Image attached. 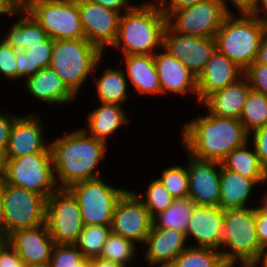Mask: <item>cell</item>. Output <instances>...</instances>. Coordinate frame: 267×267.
<instances>
[{
	"instance_id": "cell-40",
	"label": "cell",
	"mask_w": 267,
	"mask_h": 267,
	"mask_svg": "<svg viewBox=\"0 0 267 267\" xmlns=\"http://www.w3.org/2000/svg\"><path fill=\"white\" fill-rule=\"evenodd\" d=\"M243 75L248 80L251 89L267 96V65L255 61L244 70Z\"/></svg>"
},
{
	"instance_id": "cell-18",
	"label": "cell",
	"mask_w": 267,
	"mask_h": 267,
	"mask_svg": "<svg viewBox=\"0 0 267 267\" xmlns=\"http://www.w3.org/2000/svg\"><path fill=\"white\" fill-rule=\"evenodd\" d=\"M40 116H16L9 133L5 159L22 157L32 153H51L50 145L45 144Z\"/></svg>"
},
{
	"instance_id": "cell-31",
	"label": "cell",
	"mask_w": 267,
	"mask_h": 267,
	"mask_svg": "<svg viewBox=\"0 0 267 267\" xmlns=\"http://www.w3.org/2000/svg\"><path fill=\"white\" fill-rule=\"evenodd\" d=\"M194 206L195 202L190 197L175 199L165 211L152 218L153 225L185 232Z\"/></svg>"
},
{
	"instance_id": "cell-59",
	"label": "cell",
	"mask_w": 267,
	"mask_h": 267,
	"mask_svg": "<svg viewBox=\"0 0 267 267\" xmlns=\"http://www.w3.org/2000/svg\"><path fill=\"white\" fill-rule=\"evenodd\" d=\"M263 197L264 198H263V200H261L262 202H261L260 208L267 212V194L265 193V195Z\"/></svg>"
},
{
	"instance_id": "cell-53",
	"label": "cell",
	"mask_w": 267,
	"mask_h": 267,
	"mask_svg": "<svg viewBox=\"0 0 267 267\" xmlns=\"http://www.w3.org/2000/svg\"><path fill=\"white\" fill-rule=\"evenodd\" d=\"M91 267H123L113 261L103 259L101 257L91 259Z\"/></svg>"
},
{
	"instance_id": "cell-48",
	"label": "cell",
	"mask_w": 267,
	"mask_h": 267,
	"mask_svg": "<svg viewBox=\"0 0 267 267\" xmlns=\"http://www.w3.org/2000/svg\"><path fill=\"white\" fill-rule=\"evenodd\" d=\"M89 2L100 4L102 6L112 8L120 13L124 8V12L131 10L135 5H131V0H87ZM130 3V4H129Z\"/></svg>"
},
{
	"instance_id": "cell-25",
	"label": "cell",
	"mask_w": 267,
	"mask_h": 267,
	"mask_svg": "<svg viewBox=\"0 0 267 267\" xmlns=\"http://www.w3.org/2000/svg\"><path fill=\"white\" fill-rule=\"evenodd\" d=\"M126 77L137 90L143 94H161L160 81L154 63V55L131 54L123 55Z\"/></svg>"
},
{
	"instance_id": "cell-43",
	"label": "cell",
	"mask_w": 267,
	"mask_h": 267,
	"mask_svg": "<svg viewBox=\"0 0 267 267\" xmlns=\"http://www.w3.org/2000/svg\"><path fill=\"white\" fill-rule=\"evenodd\" d=\"M0 267H26L16 250L7 241L0 246Z\"/></svg>"
},
{
	"instance_id": "cell-56",
	"label": "cell",
	"mask_w": 267,
	"mask_h": 267,
	"mask_svg": "<svg viewBox=\"0 0 267 267\" xmlns=\"http://www.w3.org/2000/svg\"><path fill=\"white\" fill-rule=\"evenodd\" d=\"M238 263V261H222L217 267H235V265ZM239 264H241V267H252V264L241 262L239 261Z\"/></svg>"
},
{
	"instance_id": "cell-42",
	"label": "cell",
	"mask_w": 267,
	"mask_h": 267,
	"mask_svg": "<svg viewBox=\"0 0 267 267\" xmlns=\"http://www.w3.org/2000/svg\"><path fill=\"white\" fill-rule=\"evenodd\" d=\"M253 147L261 166L267 171V124L252 132Z\"/></svg>"
},
{
	"instance_id": "cell-44",
	"label": "cell",
	"mask_w": 267,
	"mask_h": 267,
	"mask_svg": "<svg viewBox=\"0 0 267 267\" xmlns=\"http://www.w3.org/2000/svg\"><path fill=\"white\" fill-rule=\"evenodd\" d=\"M15 118V116H10L8 112L5 114L0 112V151L4 154L9 141L10 129Z\"/></svg>"
},
{
	"instance_id": "cell-36",
	"label": "cell",
	"mask_w": 267,
	"mask_h": 267,
	"mask_svg": "<svg viewBox=\"0 0 267 267\" xmlns=\"http://www.w3.org/2000/svg\"><path fill=\"white\" fill-rule=\"evenodd\" d=\"M158 179L175 199L188 197L189 177L187 167L174 165L166 168Z\"/></svg>"
},
{
	"instance_id": "cell-50",
	"label": "cell",
	"mask_w": 267,
	"mask_h": 267,
	"mask_svg": "<svg viewBox=\"0 0 267 267\" xmlns=\"http://www.w3.org/2000/svg\"><path fill=\"white\" fill-rule=\"evenodd\" d=\"M260 5H262L263 8ZM261 10L265 11L263 13L265 17L259 15L261 13ZM249 13L255 16L267 31V0H255V3L253 7L250 9Z\"/></svg>"
},
{
	"instance_id": "cell-37",
	"label": "cell",
	"mask_w": 267,
	"mask_h": 267,
	"mask_svg": "<svg viewBox=\"0 0 267 267\" xmlns=\"http://www.w3.org/2000/svg\"><path fill=\"white\" fill-rule=\"evenodd\" d=\"M143 201L145 207L149 210L151 217L153 218L156 214L165 211L175 198L166 190L161 181L153 179L148 185L142 199V195H138Z\"/></svg>"
},
{
	"instance_id": "cell-16",
	"label": "cell",
	"mask_w": 267,
	"mask_h": 267,
	"mask_svg": "<svg viewBox=\"0 0 267 267\" xmlns=\"http://www.w3.org/2000/svg\"><path fill=\"white\" fill-rule=\"evenodd\" d=\"M187 155L188 197L195 205L219 206L221 163L198 158L190 152Z\"/></svg>"
},
{
	"instance_id": "cell-2",
	"label": "cell",
	"mask_w": 267,
	"mask_h": 267,
	"mask_svg": "<svg viewBox=\"0 0 267 267\" xmlns=\"http://www.w3.org/2000/svg\"><path fill=\"white\" fill-rule=\"evenodd\" d=\"M182 128L181 139L187 152L219 163L251 138L239 119L211 113L186 122Z\"/></svg>"
},
{
	"instance_id": "cell-51",
	"label": "cell",
	"mask_w": 267,
	"mask_h": 267,
	"mask_svg": "<svg viewBox=\"0 0 267 267\" xmlns=\"http://www.w3.org/2000/svg\"><path fill=\"white\" fill-rule=\"evenodd\" d=\"M221 2L230 11L229 7L225 3L226 0H221ZM230 2L235 5V8L238 9L239 12H249L255 3V0H230Z\"/></svg>"
},
{
	"instance_id": "cell-12",
	"label": "cell",
	"mask_w": 267,
	"mask_h": 267,
	"mask_svg": "<svg viewBox=\"0 0 267 267\" xmlns=\"http://www.w3.org/2000/svg\"><path fill=\"white\" fill-rule=\"evenodd\" d=\"M53 40L85 38L79 0H49L29 12Z\"/></svg>"
},
{
	"instance_id": "cell-32",
	"label": "cell",
	"mask_w": 267,
	"mask_h": 267,
	"mask_svg": "<svg viewBox=\"0 0 267 267\" xmlns=\"http://www.w3.org/2000/svg\"><path fill=\"white\" fill-rule=\"evenodd\" d=\"M239 120L249 136L255 130L265 126L267 124V96L250 89Z\"/></svg>"
},
{
	"instance_id": "cell-13",
	"label": "cell",
	"mask_w": 267,
	"mask_h": 267,
	"mask_svg": "<svg viewBox=\"0 0 267 267\" xmlns=\"http://www.w3.org/2000/svg\"><path fill=\"white\" fill-rule=\"evenodd\" d=\"M153 219L149 210L135 191H125L116 203L111 223V231L135 244L145 242Z\"/></svg>"
},
{
	"instance_id": "cell-28",
	"label": "cell",
	"mask_w": 267,
	"mask_h": 267,
	"mask_svg": "<svg viewBox=\"0 0 267 267\" xmlns=\"http://www.w3.org/2000/svg\"><path fill=\"white\" fill-rule=\"evenodd\" d=\"M19 16L3 40L15 50H26L44 42L48 35L29 12L16 13Z\"/></svg>"
},
{
	"instance_id": "cell-21",
	"label": "cell",
	"mask_w": 267,
	"mask_h": 267,
	"mask_svg": "<svg viewBox=\"0 0 267 267\" xmlns=\"http://www.w3.org/2000/svg\"><path fill=\"white\" fill-rule=\"evenodd\" d=\"M154 54V63L160 81L161 93L197 96V77L165 49Z\"/></svg>"
},
{
	"instance_id": "cell-6",
	"label": "cell",
	"mask_w": 267,
	"mask_h": 267,
	"mask_svg": "<svg viewBox=\"0 0 267 267\" xmlns=\"http://www.w3.org/2000/svg\"><path fill=\"white\" fill-rule=\"evenodd\" d=\"M224 236L220 251L224 261L253 264L262 247L256 233V207L223 210Z\"/></svg>"
},
{
	"instance_id": "cell-4",
	"label": "cell",
	"mask_w": 267,
	"mask_h": 267,
	"mask_svg": "<svg viewBox=\"0 0 267 267\" xmlns=\"http://www.w3.org/2000/svg\"><path fill=\"white\" fill-rule=\"evenodd\" d=\"M229 13L215 34L216 49L243 71L257 60L262 36L266 29L249 12ZM235 19V20H234Z\"/></svg>"
},
{
	"instance_id": "cell-58",
	"label": "cell",
	"mask_w": 267,
	"mask_h": 267,
	"mask_svg": "<svg viewBox=\"0 0 267 267\" xmlns=\"http://www.w3.org/2000/svg\"><path fill=\"white\" fill-rule=\"evenodd\" d=\"M5 168V154L0 151V180L2 179Z\"/></svg>"
},
{
	"instance_id": "cell-17",
	"label": "cell",
	"mask_w": 267,
	"mask_h": 267,
	"mask_svg": "<svg viewBox=\"0 0 267 267\" xmlns=\"http://www.w3.org/2000/svg\"><path fill=\"white\" fill-rule=\"evenodd\" d=\"M6 241L16 250L26 267H48L55 243L46 223L15 231Z\"/></svg>"
},
{
	"instance_id": "cell-45",
	"label": "cell",
	"mask_w": 267,
	"mask_h": 267,
	"mask_svg": "<svg viewBox=\"0 0 267 267\" xmlns=\"http://www.w3.org/2000/svg\"><path fill=\"white\" fill-rule=\"evenodd\" d=\"M256 233L262 248L267 247V212L256 207Z\"/></svg>"
},
{
	"instance_id": "cell-1",
	"label": "cell",
	"mask_w": 267,
	"mask_h": 267,
	"mask_svg": "<svg viewBox=\"0 0 267 267\" xmlns=\"http://www.w3.org/2000/svg\"><path fill=\"white\" fill-rule=\"evenodd\" d=\"M106 144L82 129L49 143L57 186L61 183L59 188L67 189L75 183L100 178V169L96 167L106 159Z\"/></svg>"
},
{
	"instance_id": "cell-11",
	"label": "cell",
	"mask_w": 267,
	"mask_h": 267,
	"mask_svg": "<svg viewBox=\"0 0 267 267\" xmlns=\"http://www.w3.org/2000/svg\"><path fill=\"white\" fill-rule=\"evenodd\" d=\"M230 12L221 0H202L193 6L172 11L167 16V26L177 33L215 37Z\"/></svg>"
},
{
	"instance_id": "cell-9",
	"label": "cell",
	"mask_w": 267,
	"mask_h": 267,
	"mask_svg": "<svg viewBox=\"0 0 267 267\" xmlns=\"http://www.w3.org/2000/svg\"><path fill=\"white\" fill-rule=\"evenodd\" d=\"M67 189L77 199L84 225H111L116 203L126 191L106 184L101 177L75 183Z\"/></svg>"
},
{
	"instance_id": "cell-57",
	"label": "cell",
	"mask_w": 267,
	"mask_h": 267,
	"mask_svg": "<svg viewBox=\"0 0 267 267\" xmlns=\"http://www.w3.org/2000/svg\"><path fill=\"white\" fill-rule=\"evenodd\" d=\"M4 209L2 202V180H0V230L3 232Z\"/></svg>"
},
{
	"instance_id": "cell-49",
	"label": "cell",
	"mask_w": 267,
	"mask_h": 267,
	"mask_svg": "<svg viewBox=\"0 0 267 267\" xmlns=\"http://www.w3.org/2000/svg\"><path fill=\"white\" fill-rule=\"evenodd\" d=\"M49 0H10L15 13L30 12L36 5L45 3Z\"/></svg>"
},
{
	"instance_id": "cell-52",
	"label": "cell",
	"mask_w": 267,
	"mask_h": 267,
	"mask_svg": "<svg viewBox=\"0 0 267 267\" xmlns=\"http://www.w3.org/2000/svg\"><path fill=\"white\" fill-rule=\"evenodd\" d=\"M256 61L261 64L267 65V31L262 36Z\"/></svg>"
},
{
	"instance_id": "cell-47",
	"label": "cell",
	"mask_w": 267,
	"mask_h": 267,
	"mask_svg": "<svg viewBox=\"0 0 267 267\" xmlns=\"http://www.w3.org/2000/svg\"><path fill=\"white\" fill-rule=\"evenodd\" d=\"M16 69L17 79L20 77H31V69L29 58L26 53L22 50H16Z\"/></svg>"
},
{
	"instance_id": "cell-55",
	"label": "cell",
	"mask_w": 267,
	"mask_h": 267,
	"mask_svg": "<svg viewBox=\"0 0 267 267\" xmlns=\"http://www.w3.org/2000/svg\"><path fill=\"white\" fill-rule=\"evenodd\" d=\"M267 247H264L260 250L258 257L253 262L252 267H257L260 263H262V267H267Z\"/></svg>"
},
{
	"instance_id": "cell-22",
	"label": "cell",
	"mask_w": 267,
	"mask_h": 267,
	"mask_svg": "<svg viewBox=\"0 0 267 267\" xmlns=\"http://www.w3.org/2000/svg\"><path fill=\"white\" fill-rule=\"evenodd\" d=\"M186 240L185 232L181 230L155 227L152 224L144 242L147 244L145 258L150 265L170 267L174 259L187 248Z\"/></svg>"
},
{
	"instance_id": "cell-3",
	"label": "cell",
	"mask_w": 267,
	"mask_h": 267,
	"mask_svg": "<svg viewBox=\"0 0 267 267\" xmlns=\"http://www.w3.org/2000/svg\"><path fill=\"white\" fill-rule=\"evenodd\" d=\"M166 26L167 17L157 4H135L131 10L121 14L117 37L111 47L121 49L124 55H154L157 48H163Z\"/></svg>"
},
{
	"instance_id": "cell-23",
	"label": "cell",
	"mask_w": 267,
	"mask_h": 267,
	"mask_svg": "<svg viewBox=\"0 0 267 267\" xmlns=\"http://www.w3.org/2000/svg\"><path fill=\"white\" fill-rule=\"evenodd\" d=\"M251 87L243 75L234 83L208 96L201 104L207 111L221 117L239 119Z\"/></svg>"
},
{
	"instance_id": "cell-60",
	"label": "cell",
	"mask_w": 267,
	"mask_h": 267,
	"mask_svg": "<svg viewBox=\"0 0 267 267\" xmlns=\"http://www.w3.org/2000/svg\"><path fill=\"white\" fill-rule=\"evenodd\" d=\"M81 267H91V259L83 258L81 260Z\"/></svg>"
},
{
	"instance_id": "cell-39",
	"label": "cell",
	"mask_w": 267,
	"mask_h": 267,
	"mask_svg": "<svg viewBox=\"0 0 267 267\" xmlns=\"http://www.w3.org/2000/svg\"><path fill=\"white\" fill-rule=\"evenodd\" d=\"M53 45L54 40L48 37L44 42L24 50L29 58L31 76L50 66Z\"/></svg>"
},
{
	"instance_id": "cell-5",
	"label": "cell",
	"mask_w": 267,
	"mask_h": 267,
	"mask_svg": "<svg viewBox=\"0 0 267 267\" xmlns=\"http://www.w3.org/2000/svg\"><path fill=\"white\" fill-rule=\"evenodd\" d=\"M103 52L85 38L54 40L50 67L63 83L77 95L102 58Z\"/></svg>"
},
{
	"instance_id": "cell-26",
	"label": "cell",
	"mask_w": 267,
	"mask_h": 267,
	"mask_svg": "<svg viewBox=\"0 0 267 267\" xmlns=\"http://www.w3.org/2000/svg\"><path fill=\"white\" fill-rule=\"evenodd\" d=\"M256 185L254 180L226 169L221 164L219 206L223 210L248 207V198Z\"/></svg>"
},
{
	"instance_id": "cell-41",
	"label": "cell",
	"mask_w": 267,
	"mask_h": 267,
	"mask_svg": "<svg viewBox=\"0 0 267 267\" xmlns=\"http://www.w3.org/2000/svg\"><path fill=\"white\" fill-rule=\"evenodd\" d=\"M0 74L9 79H17L16 50L5 40L0 42Z\"/></svg>"
},
{
	"instance_id": "cell-38",
	"label": "cell",
	"mask_w": 267,
	"mask_h": 267,
	"mask_svg": "<svg viewBox=\"0 0 267 267\" xmlns=\"http://www.w3.org/2000/svg\"><path fill=\"white\" fill-rule=\"evenodd\" d=\"M83 258L74 244H55L48 267H81Z\"/></svg>"
},
{
	"instance_id": "cell-24",
	"label": "cell",
	"mask_w": 267,
	"mask_h": 267,
	"mask_svg": "<svg viewBox=\"0 0 267 267\" xmlns=\"http://www.w3.org/2000/svg\"><path fill=\"white\" fill-rule=\"evenodd\" d=\"M26 89L37 100L66 105L76 97L49 66L26 79Z\"/></svg>"
},
{
	"instance_id": "cell-15",
	"label": "cell",
	"mask_w": 267,
	"mask_h": 267,
	"mask_svg": "<svg viewBox=\"0 0 267 267\" xmlns=\"http://www.w3.org/2000/svg\"><path fill=\"white\" fill-rule=\"evenodd\" d=\"M79 11L85 39L102 52L117 37L121 13L100 4L79 0Z\"/></svg>"
},
{
	"instance_id": "cell-7",
	"label": "cell",
	"mask_w": 267,
	"mask_h": 267,
	"mask_svg": "<svg viewBox=\"0 0 267 267\" xmlns=\"http://www.w3.org/2000/svg\"><path fill=\"white\" fill-rule=\"evenodd\" d=\"M1 180L12 186L37 192L46 199L59 188L54 178L51 153H32L5 159Z\"/></svg>"
},
{
	"instance_id": "cell-27",
	"label": "cell",
	"mask_w": 267,
	"mask_h": 267,
	"mask_svg": "<svg viewBox=\"0 0 267 267\" xmlns=\"http://www.w3.org/2000/svg\"><path fill=\"white\" fill-rule=\"evenodd\" d=\"M129 117L121 105L101 103L100 106L88 113V129H82L86 134L106 143L107 137L115 133L122 125L128 123Z\"/></svg>"
},
{
	"instance_id": "cell-29",
	"label": "cell",
	"mask_w": 267,
	"mask_h": 267,
	"mask_svg": "<svg viewBox=\"0 0 267 267\" xmlns=\"http://www.w3.org/2000/svg\"><path fill=\"white\" fill-rule=\"evenodd\" d=\"M249 141L235 148L229 153L221 164L243 177L254 180L257 184L267 182V171L261 166L255 148L249 150Z\"/></svg>"
},
{
	"instance_id": "cell-33",
	"label": "cell",
	"mask_w": 267,
	"mask_h": 267,
	"mask_svg": "<svg viewBox=\"0 0 267 267\" xmlns=\"http://www.w3.org/2000/svg\"><path fill=\"white\" fill-rule=\"evenodd\" d=\"M110 233L111 225H85L74 245L84 258H97Z\"/></svg>"
},
{
	"instance_id": "cell-61",
	"label": "cell",
	"mask_w": 267,
	"mask_h": 267,
	"mask_svg": "<svg viewBox=\"0 0 267 267\" xmlns=\"http://www.w3.org/2000/svg\"><path fill=\"white\" fill-rule=\"evenodd\" d=\"M6 241L3 232L0 230V246Z\"/></svg>"
},
{
	"instance_id": "cell-20",
	"label": "cell",
	"mask_w": 267,
	"mask_h": 267,
	"mask_svg": "<svg viewBox=\"0 0 267 267\" xmlns=\"http://www.w3.org/2000/svg\"><path fill=\"white\" fill-rule=\"evenodd\" d=\"M244 74L226 55L217 49L197 77V100L200 104L214 92L229 86Z\"/></svg>"
},
{
	"instance_id": "cell-54",
	"label": "cell",
	"mask_w": 267,
	"mask_h": 267,
	"mask_svg": "<svg viewBox=\"0 0 267 267\" xmlns=\"http://www.w3.org/2000/svg\"><path fill=\"white\" fill-rule=\"evenodd\" d=\"M16 15L14 12L10 0H0V16L2 15Z\"/></svg>"
},
{
	"instance_id": "cell-46",
	"label": "cell",
	"mask_w": 267,
	"mask_h": 267,
	"mask_svg": "<svg viewBox=\"0 0 267 267\" xmlns=\"http://www.w3.org/2000/svg\"><path fill=\"white\" fill-rule=\"evenodd\" d=\"M202 0H159L158 5L166 17L175 10L193 6ZM160 3V4H159Z\"/></svg>"
},
{
	"instance_id": "cell-19",
	"label": "cell",
	"mask_w": 267,
	"mask_h": 267,
	"mask_svg": "<svg viewBox=\"0 0 267 267\" xmlns=\"http://www.w3.org/2000/svg\"><path fill=\"white\" fill-rule=\"evenodd\" d=\"M185 235L195 239L198 244L195 247L220 251L224 236L223 209L220 206L195 205Z\"/></svg>"
},
{
	"instance_id": "cell-34",
	"label": "cell",
	"mask_w": 267,
	"mask_h": 267,
	"mask_svg": "<svg viewBox=\"0 0 267 267\" xmlns=\"http://www.w3.org/2000/svg\"><path fill=\"white\" fill-rule=\"evenodd\" d=\"M222 261V254L218 250L188 246L170 267H217Z\"/></svg>"
},
{
	"instance_id": "cell-35",
	"label": "cell",
	"mask_w": 267,
	"mask_h": 267,
	"mask_svg": "<svg viewBox=\"0 0 267 267\" xmlns=\"http://www.w3.org/2000/svg\"><path fill=\"white\" fill-rule=\"evenodd\" d=\"M136 245L133 241L126 239L111 231L103 245L100 257L113 261L123 267H127L128 263L133 260L136 253Z\"/></svg>"
},
{
	"instance_id": "cell-30",
	"label": "cell",
	"mask_w": 267,
	"mask_h": 267,
	"mask_svg": "<svg viewBox=\"0 0 267 267\" xmlns=\"http://www.w3.org/2000/svg\"><path fill=\"white\" fill-rule=\"evenodd\" d=\"M94 81L100 103L122 105L128 99V81L123 70L107 68L99 80L95 77Z\"/></svg>"
},
{
	"instance_id": "cell-14",
	"label": "cell",
	"mask_w": 267,
	"mask_h": 267,
	"mask_svg": "<svg viewBox=\"0 0 267 267\" xmlns=\"http://www.w3.org/2000/svg\"><path fill=\"white\" fill-rule=\"evenodd\" d=\"M163 49L183 63L196 77L216 50L215 37H197L177 33L166 26Z\"/></svg>"
},
{
	"instance_id": "cell-10",
	"label": "cell",
	"mask_w": 267,
	"mask_h": 267,
	"mask_svg": "<svg viewBox=\"0 0 267 267\" xmlns=\"http://www.w3.org/2000/svg\"><path fill=\"white\" fill-rule=\"evenodd\" d=\"M45 223L55 244H75L84 228L77 199L58 188L46 199Z\"/></svg>"
},
{
	"instance_id": "cell-8",
	"label": "cell",
	"mask_w": 267,
	"mask_h": 267,
	"mask_svg": "<svg viewBox=\"0 0 267 267\" xmlns=\"http://www.w3.org/2000/svg\"><path fill=\"white\" fill-rule=\"evenodd\" d=\"M2 202L5 238L15 231L45 223L46 198L37 192L15 187L2 181Z\"/></svg>"
}]
</instances>
